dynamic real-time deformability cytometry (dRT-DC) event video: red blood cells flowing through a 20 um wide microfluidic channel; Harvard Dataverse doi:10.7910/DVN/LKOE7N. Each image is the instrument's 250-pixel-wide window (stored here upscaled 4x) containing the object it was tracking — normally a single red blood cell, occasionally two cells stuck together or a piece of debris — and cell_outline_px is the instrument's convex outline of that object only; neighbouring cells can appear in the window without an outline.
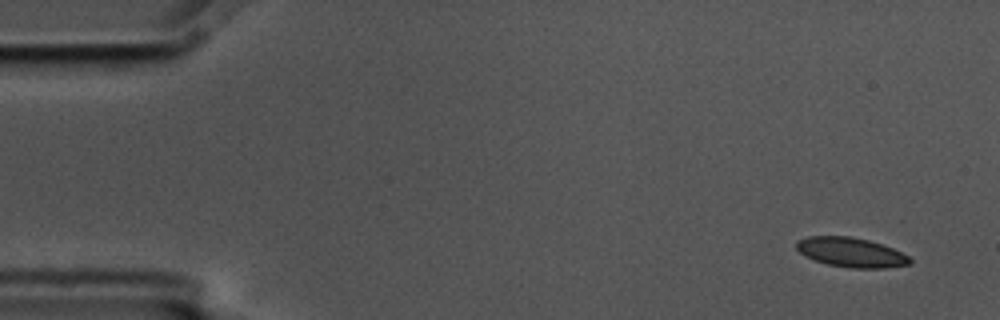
{"species": "common noctule bat (a hibernating species)", "species_latin": "Nyctalus noctula", "temperature_condition": "cold", "stored_images_in_passage": 4, "camera_frame_rate_fps": 3000, "um_per_image_px": 0.085, "animal": {"sex": "male", "body_mass_g": 17.5, "forearm_length_mm": 52.3}, "frame": {"image": 1, "passage_image": 1, "time_ms": 0.0, "image_size_px": [1000, 320], "cell_outline_px": [[912, 264], [884, 268], [852, 268], [828, 264], [804, 256], [796, 248], [796, 240], [808, 236], [852, 236], [868, 240], [892, 248], [908, 256], [912, 260]], "centroid_in_image_um": [72.32, 21.44], "position_along_channel_um": 12.7, "area_um2": 19.48}}
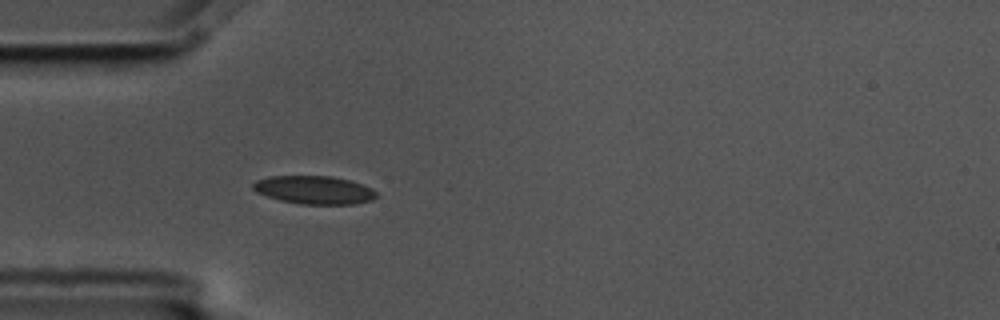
{"frame": {"image": 2, "passage_image": 4, "time_ms": 1.0, "image_size_px": [1000, 320], "cell_outline_px": [[376, 196], [372, 200], [352, 204], [300, 204], [280, 200], [256, 192], [252, 188], [252, 184], [256, 180], [268, 176], [332, 176], [348, 180], [372, 188], [376, 192]], "centroid_in_image_um": [26.67, 16.14], "position_along_channel_um": 58.3, "area_um2": 20.17}}